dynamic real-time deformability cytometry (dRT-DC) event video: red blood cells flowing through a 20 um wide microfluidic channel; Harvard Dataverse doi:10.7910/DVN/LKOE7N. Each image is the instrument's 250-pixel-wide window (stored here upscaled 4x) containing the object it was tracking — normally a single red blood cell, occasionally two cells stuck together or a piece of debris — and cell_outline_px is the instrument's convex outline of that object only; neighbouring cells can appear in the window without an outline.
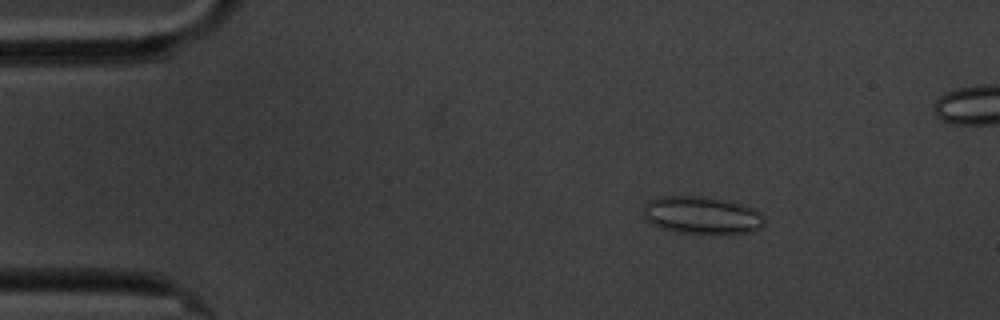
{"species": "common noctule bat (a hibernating species)", "species_latin": "Nyctalus noctula", "temperature_condition": "cold", "stored_images_in_passage": 60, "camera_frame_rate_fps": 3000, "um_per_image_px": 0.085, "animal": {"sex": "male", "body_mass_g": 20.1, "forearm_length_mm": 53.5}, "frame": {"image": 1, "passage_image": 9, "time_ms": 2.667, "image_size_px": [1000, 320], "cell_outline_px": [[764, 224], [760, 228], [748, 232], [676, 232], [660, 228], [652, 224], [644, 216], [644, 208], [648, 200], [664, 196], [704, 196], [728, 200], [752, 208], [764, 220]], "centroid_in_image_um": [59.6, 18.26], "position_along_channel_um": 25.4, "area_um2": 25.84}}
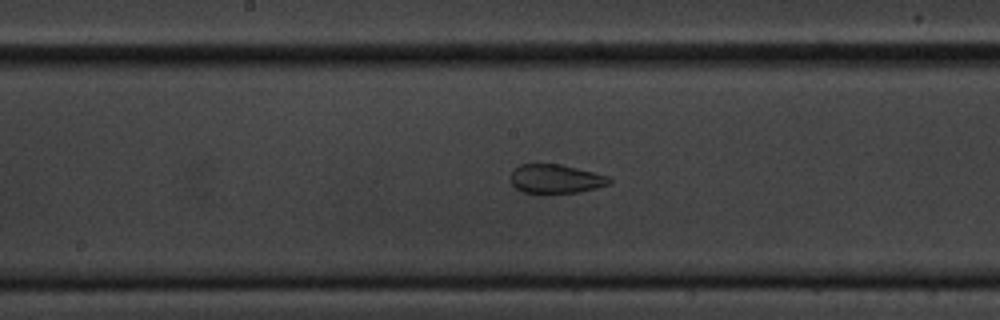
{"frame": {"image": 2, "passage_image": 30, "time_ms": 9.667, "image_size_px": [1000, 320], "cell_outline_px": [[612, 184], [580, 192], [544, 196], [540, 196], [524, 192], [516, 188], [512, 184], [512, 172], [520, 164], [560, 164], [608, 176], [612, 180]], "centroid_in_image_um": [47.25, 15.26], "position_along_channel_um": 201.0, "area_um2": 17.17}}
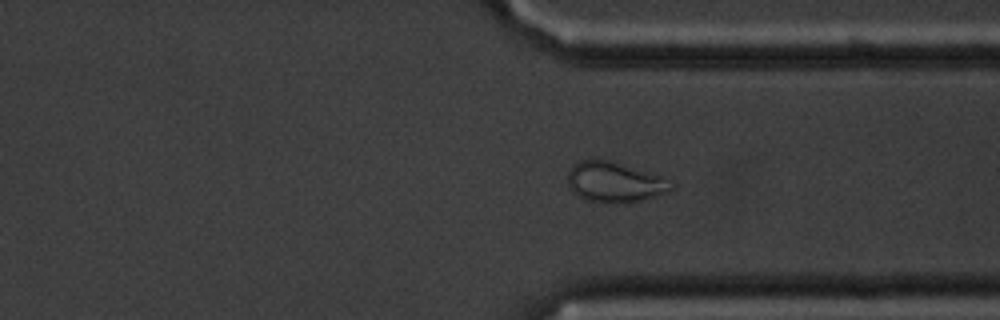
{"frame": {"image": 3, "passage_image": 44, "time_ms": 14.333, "image_size_px": [1000, 320], "cell_outline_px": [[672, 188], [668, 192], [656, 196], [640, 200], [584, 200], [576, 196], [572, 192], [568, 184], [568, 172], [572, 164], [580, 160], [608, 160], [664, 176]], "centroid_in_image_um": [52.19, 15.43], "position_along_channel_um": 359.2, "area_um2": 23.52}, "authors_computed_cell_mechanics": {"area_um2": 23.698, "velocity_mm_per_s": 3.3925, "shape_relaxation_time_tau1_ms": null, "shape_relaxation_time_tau2_ms": 1.5651, "deformation_change_tau1": null, "deformation_change_tau2": 0.0728}}